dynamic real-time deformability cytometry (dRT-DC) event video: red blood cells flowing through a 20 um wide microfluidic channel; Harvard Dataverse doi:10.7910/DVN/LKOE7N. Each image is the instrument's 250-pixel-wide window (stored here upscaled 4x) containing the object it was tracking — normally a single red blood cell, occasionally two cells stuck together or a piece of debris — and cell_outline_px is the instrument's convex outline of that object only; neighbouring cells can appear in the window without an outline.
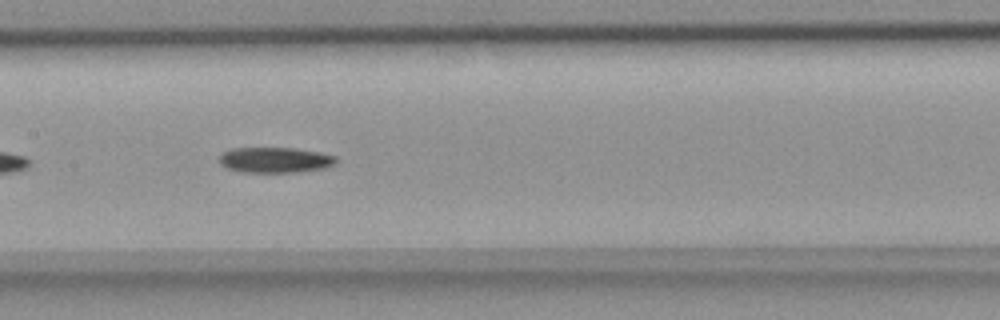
{"species": "common noctule bat (a hibernating species)", "species_latin": "Nyctalus noctula", "temperature_condition": "room temperature", "stored_images_in_passage": 40, "camera_frame_rate_fps": 3000, "um_per_image_px": 0.085, "animal": {"sex": "female", "body_mass_g": 18.4}, "frame": {"image": 1, "passage_image": 12, "time_ms": 3.667, "image_size_px": [1000, 320], "cell_outline_px": [[336, 164], [324, 168], [296, 172], [244, 172], [228, 168], [220, 164], [220, 156], [224, 152], [232, 148], [296, 148], [320, 152], [336, 156]], "centroid_in_image_um": [23.41, 13.59], "position_along_channel_um": 184.0, "area_um2": 17.28}}
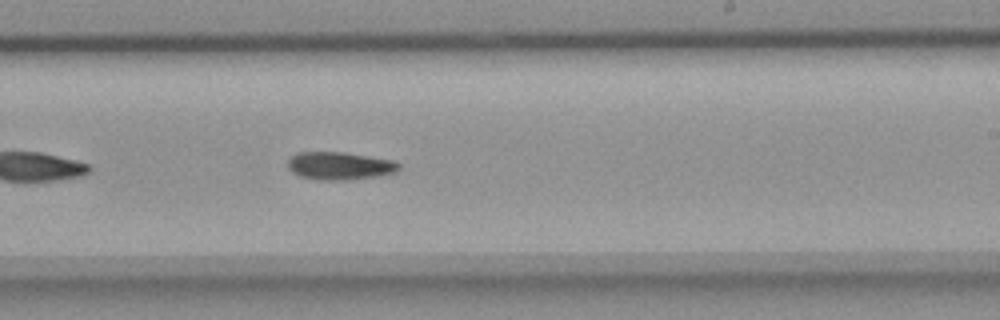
{"frame": {"image": 2, "passage_image": 18, "time_ms": 5.667, "image_size_px": [1000, 320], "cell_outline_px": [[400, 168], [396, 172], [384, 176], [348, 180], [316, 180], [300, 176], [292, 172], [288, 168], [288, 156], [296, 152], [344, 152], [396, 160], [400, 164]], "centroid_in_image_um": [28.9, 14.1], "position_along_channel_um": 260.1, "area_um2": 18.55}, "authors_computed_cell_mechanics": {"area_um2": 17.4556, "velocity_mm_per_s": 3.8277, "shape_relaxation_time_tau1_ms": 5.6946, "shape_relaxation_time_tau2_ms": null, "deformation_change_tau1": 0.1344, "deformation_change_tau2": null}}